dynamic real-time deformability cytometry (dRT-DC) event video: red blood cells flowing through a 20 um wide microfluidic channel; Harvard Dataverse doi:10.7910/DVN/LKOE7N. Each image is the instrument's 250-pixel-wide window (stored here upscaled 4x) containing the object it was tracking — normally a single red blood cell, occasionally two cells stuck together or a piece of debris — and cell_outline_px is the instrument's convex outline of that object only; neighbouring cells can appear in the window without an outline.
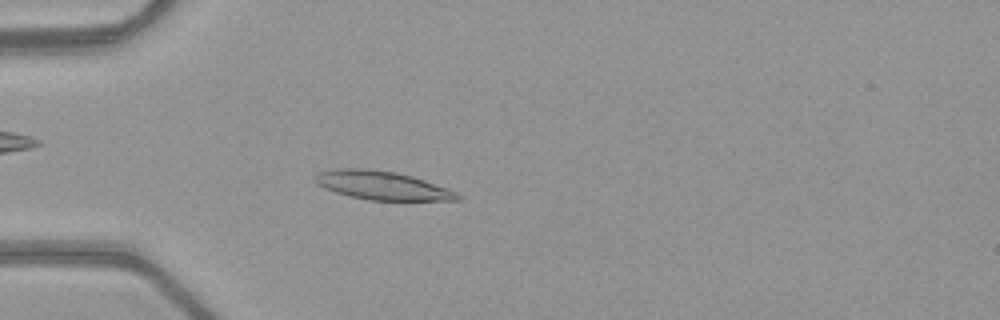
{"species": "common noctule bat (a hibernating species)", "species_latin": "Nyctalus noctula", "temperature_condition": "warm", "stored_images_in_passage": 51, "camera_frame_rate_fps": 3000, "um_per_image_px": 0.085, "animal": {"sex": "female", "body_mass_g": 21.9}, "frame": {"image": 1, "passage_image": 15, "time_ms": 4.667, "image_size_px": [1000, 320], "cell_outline_px": [[460, 200], [368, 200], [336, 192], [324, 188], [316, 184], [312, 180], [312, 176], [320, 172], [336, 168], [364, 168], [396, 172], [412, 176], [424, 180], [456, 192], [460, 196]], "centroid_in_image_um": [32.4, 15.75], "position_along_channel_um": 52.6, "area_um2": 23.58}}
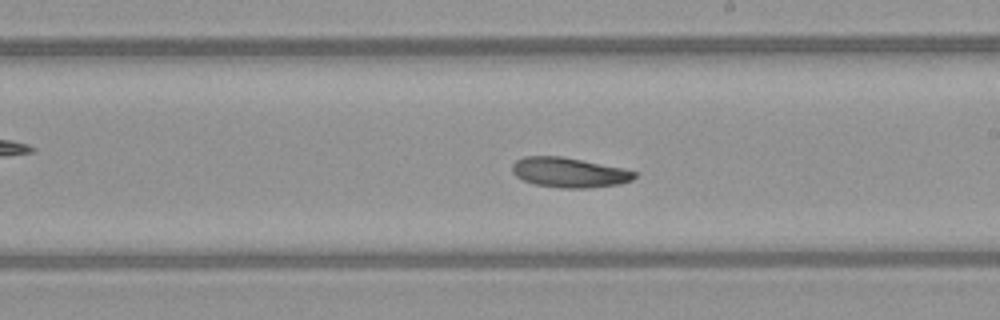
{"frame": {"image": 2, "passage_image": 30, "time_ms": 9.667, "image_size_px": [1000, 320], "cell_outline_px": [[636, 176], [632, 180], [620, 184], [588, 188], [560, 188], [536, 184], [524, 180], [516, 176], [512, 172], [512, 164], [516, 160], [524, 156], [560, 156], [624, 168], [636, 172]], "centroid_in_image_um": [48.38, 14.66], "position_along_channel_um": 240.6, "area_um2": 21.27}}
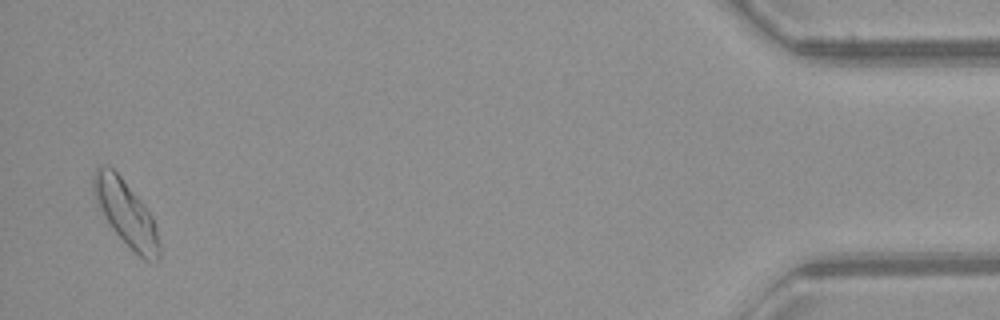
{"frame": {"image": 3, "passage_image": 50, "time_ms": 16.333, "image_size_px": [1000, 320], "cell_outline_px": [[160, 260], [144, 260], [104, 220], [92, 192], [92, 176], [96, 168], [100, 164], [104, 164], [112, 168], [120, 176], [144, 204], [152, 216], [156, 228], [160, 244]], "centroid_in_image_um": [10.67, 18.08], "position_along_channel_um": 424.5, "area_um2": 24.91}}